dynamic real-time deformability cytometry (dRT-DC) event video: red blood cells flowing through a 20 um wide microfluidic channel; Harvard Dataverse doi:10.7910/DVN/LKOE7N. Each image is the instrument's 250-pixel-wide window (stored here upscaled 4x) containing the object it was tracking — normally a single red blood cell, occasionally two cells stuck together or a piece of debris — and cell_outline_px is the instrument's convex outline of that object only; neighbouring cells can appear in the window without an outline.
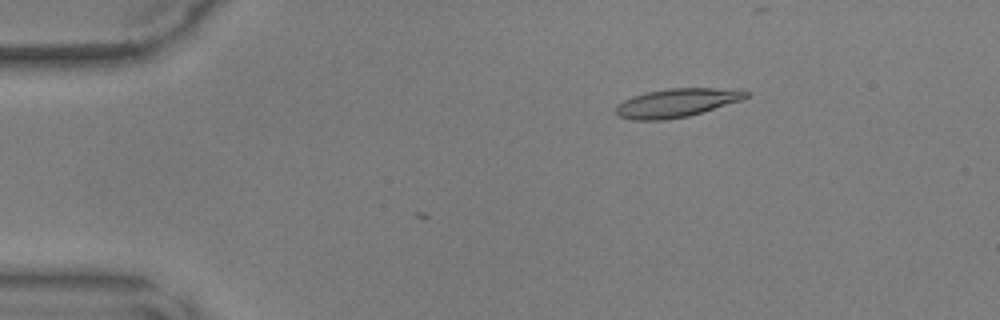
{"species": "common noctule bat (a hibernating species)", "species_latin": "Nyctalus noctula", "temperature_condition": "warm", "stored_images_in_passage": 5, "camera_frame_rate_fps": 3000, "um_per_image_px": 0.085, "animal": {"sex": "male", "body_mass_g": 17.9, "forearm_length_mm": 54.2}, "frame": {"image": 1, "passage_image": 5, "time_ms": 1.333, "image_size_px": [1000, 320], "cell_outline_px": [[748, 96], [744, 100], [688, 116], [664, 120], [632, 120], [620, 116], [616, 112], [616, 108], [624, 100], [632, 96], [648, 92], [668, 88], [744, 88], [748, 92]], "centroid_in_image_um": [57.61, 8.72], "position_along_channel_um": 27.4, "area_um2": 21.79}}